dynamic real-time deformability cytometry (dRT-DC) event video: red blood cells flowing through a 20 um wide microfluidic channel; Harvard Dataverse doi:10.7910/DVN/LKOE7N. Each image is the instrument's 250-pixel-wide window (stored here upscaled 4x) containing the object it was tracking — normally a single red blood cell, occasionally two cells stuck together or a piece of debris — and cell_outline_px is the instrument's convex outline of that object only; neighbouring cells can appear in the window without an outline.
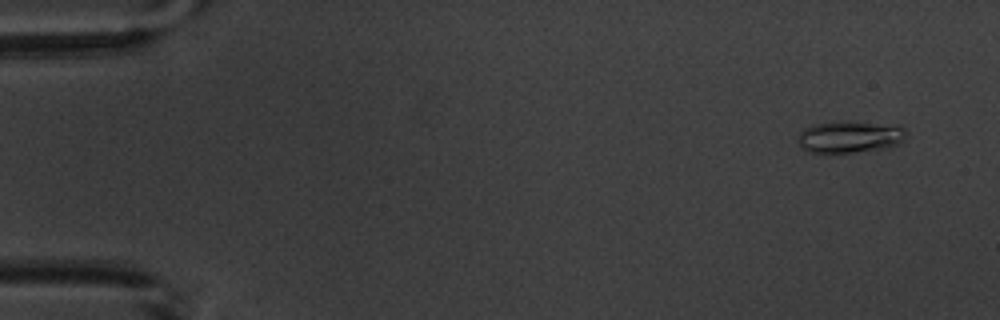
{"species": "common noctule bat (a hibernating species)", "species_latin": "Nyctalus noctula", "temperature_condition": "warm", "stored_images_in_passage": 9, "camera_frame_rate_fps": 3000, "um_per_image_px": 0.085, "animal": {"sex": "male", "body_mass_g": 20.1, "forearm_length_mm": 53.5}, "frame": {"image": 1, "passage_image": 2, "time_ms": 1.0, "image_size_px": [1000, 320], "cell_outline_px": [[908, 132], [904, 140], [900, 144], [888, 148], [828, 156], [824, 156], [808, 152], [800, 148], [796, 140], [800, 132], [804, 128], [816, 124], [900, 124]], "centroid_in_image_um": [72.22, 11.74], "position_along_channel_um": 12.8, "area_um2": 20.46}}
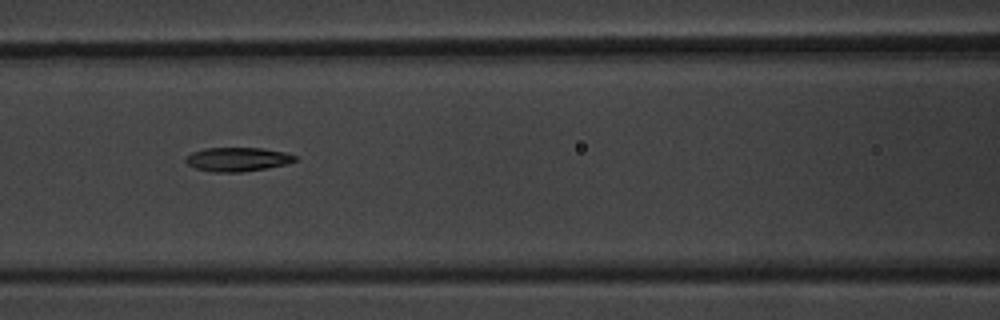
{"frame": {"image": 2, "passage_image": 8, "time_ms": 8.0, "image_size_px": [1000, 320], "cell_outline_px": [[296, 160], [288, 164], [240, 172], [212, 172], [196, 168], [188, 164], [184, 160], [192, 152], [204, 148], [260, 148], [284, 152], [296, 156]], "centroid_in_image_um": [20.17, 13.54], "position_along_channel_um": 146.4, "area_um2": 15.09}}
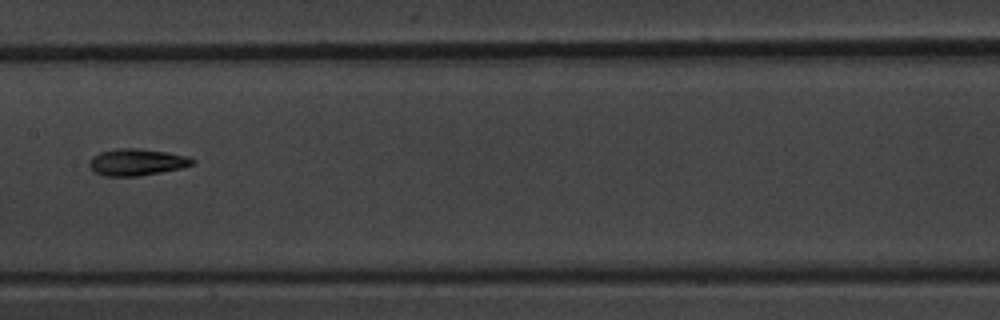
{"frame": {"image": 3, "passage_image": 9, "time_ms": 9.333, "image_size_px": [1000, 320], "cell_outline_px": [[196, 164], [180, 168], [160, 172], [136, 176], [104, 176], [92, 172], [88, 164], [88, 160], [92, 156], [100, 152], [116, 148], [140, 148], [168, 152], [188, 156], [196, 160]], "centroid_in_image_um": [11.6, 13.77], "position_along_channel_um": 195.8, "area_um2": 16.36}}